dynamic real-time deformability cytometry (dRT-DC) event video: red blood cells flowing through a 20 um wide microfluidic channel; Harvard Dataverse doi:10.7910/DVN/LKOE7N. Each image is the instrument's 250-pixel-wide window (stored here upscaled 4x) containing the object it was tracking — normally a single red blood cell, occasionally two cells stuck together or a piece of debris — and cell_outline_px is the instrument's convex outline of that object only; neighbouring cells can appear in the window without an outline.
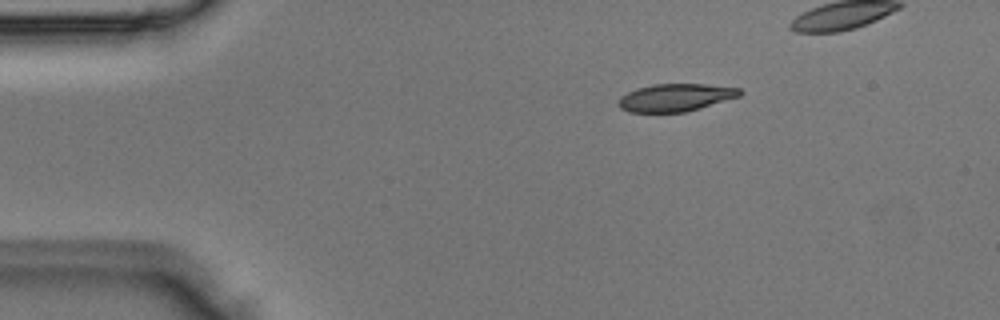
{"species": "Egyptian fruit bat (a non-hibernating species)", "species_latin": "Rousettus aegyptiacus", "temperature_condition": "room temperature", "stored_images_in_passage": 6, "camera_frame_rate_fps": 3000, "um_per_image_px": 0.085, "animal": {"sex": "male"}, "frame": {"image": 1, "passage_image": 2, "time_ms": 0.333, "image_size_px": [1000, 320], "cell_outline_px": [[744, 92], [740, 96], [700, 108], [684, 112], [628, 112], [620, 108], [616, 104], [620, 96], [636, 88], [652, 84], [704, 84], [740, 88]], "centroid_in_image_um": [57.39, 8.29], "position_along_channel_um": 27.6, "area_um2": 19.65}}
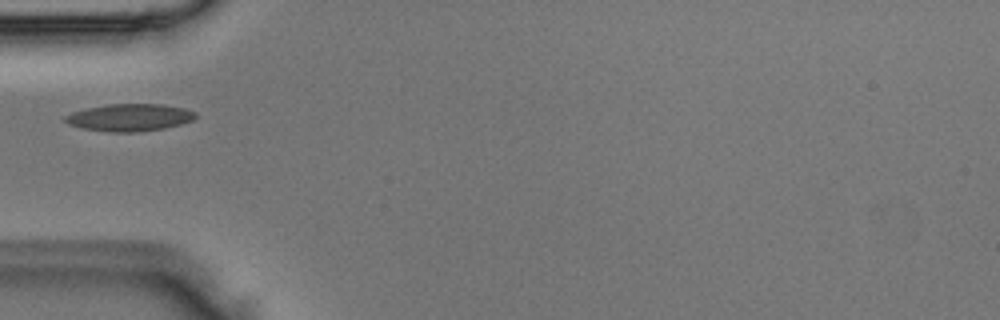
{"frame": {"image": 2, "passage_image": 5, "time_ms": 1.333, "image_size_px": [1000, 320], "cell_outline_px": [[196, 116], [192, 120], [180, 124], [164, 128], [140, 132], [108, 132], [80, 128], [68, 124], [64, 120], [64, 116], [72, 112], [88, 108], [108, 104], [164, 104], [184, 108], [196, 112]], "centroid_in_image_um": [11.0, 9.99], "position_along_channel_um": 74.0, "area_um2": 20.81}}
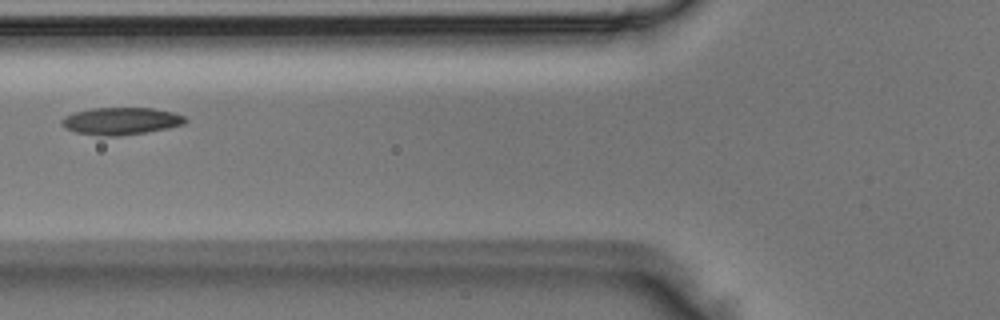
{"frame": {"image": 3, "passage_image": 6, "time_ms": 1.667, "image_size_px": [1000, 320], "cell_outline_px": [[188, 120], [184, 124], [168, 128], [120, 136], [100, 136], [76, 132], [60, 124], [60, 120], [64, 116], [72, 112], [92, 108], [152, 108], [172, 112], [184, 116]], "centroid_in_image_um": [10.26, 10.28], "position_along_channel_um": 115.5, "area_um2": 19.65}}